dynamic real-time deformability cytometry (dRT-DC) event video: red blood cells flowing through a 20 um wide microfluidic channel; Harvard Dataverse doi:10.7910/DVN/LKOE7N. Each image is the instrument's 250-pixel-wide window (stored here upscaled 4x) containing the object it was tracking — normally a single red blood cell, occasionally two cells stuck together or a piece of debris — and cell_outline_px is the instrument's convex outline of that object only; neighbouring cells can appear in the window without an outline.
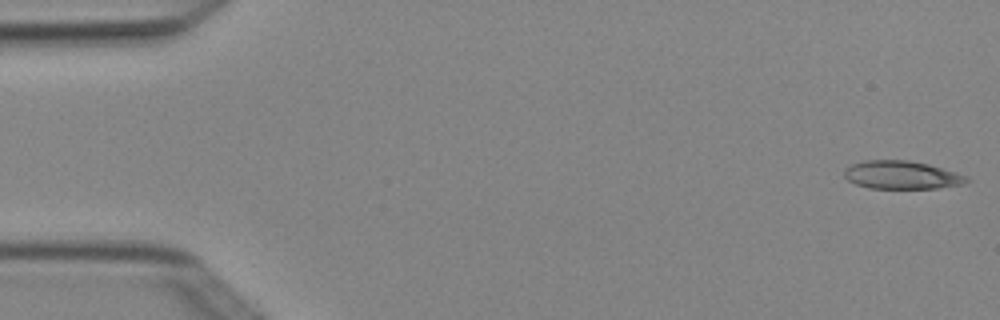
{"species": "Egyptian fruit bat (a non-hibernating species)", "species_latin": "Rousettus aegyptiacus", "temperature_condition": "cold", "stored_images_in_passage": 4, "camera_frame_rate_fps": 3000, "um_per_image_px": 0.085, "animal": {"sex": "female"}, "frame": {"image": 1, "passage_image": 1, "time_ms": 0.0, "image_size_px": [1000, 320], "cell_outline_px": [[972, 180], [964, 184], [936, 188], [868, 188], [856, 184], [848, 180], [844, 176], [844, 168], [852, 164], [864, 160], [908, 160], [928, 164], [956, 172], [968, 176]], "centroid_in_image_um": [76.65, 14.87], "position_along_channel_um": 8.3, "area_um2": 20.17}}
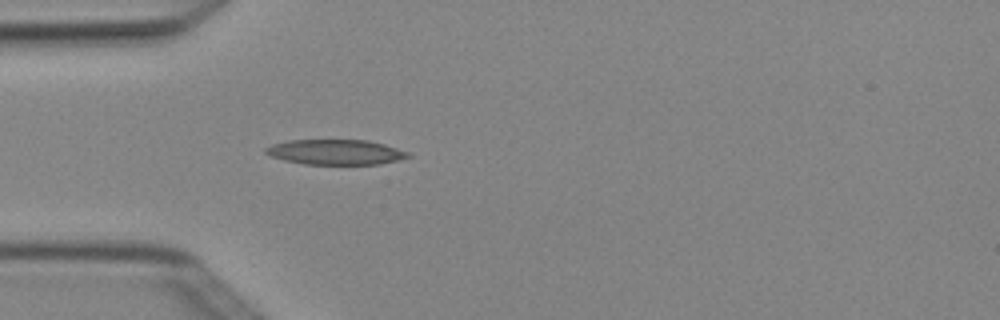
{"frame": {"image": 2, "passage_image": 4, "time_ms": 1.0, "image_size_px": [1000, 320], "cell_outline_px": [[412, 156], [380, 164], [304, 164], [284, 160], [272, 156], [264, 152], [264, 148], [272, 144], [288, 140], [368, 140], [384, 144], [408, 152]], "centroid_in_image_um": [28.5, 12.92], "position_along_channel_um": 56.5, "area_um2": 20.75}}